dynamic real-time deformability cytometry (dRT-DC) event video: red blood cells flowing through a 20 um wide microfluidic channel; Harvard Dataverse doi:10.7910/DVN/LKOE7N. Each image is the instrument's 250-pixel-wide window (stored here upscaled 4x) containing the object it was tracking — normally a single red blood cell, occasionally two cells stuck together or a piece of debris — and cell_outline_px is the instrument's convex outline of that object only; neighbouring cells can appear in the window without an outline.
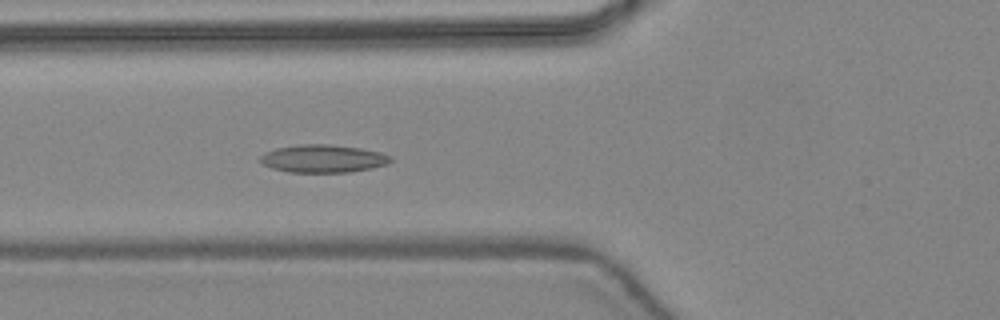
{"species": "common noctule bat (a hibernating species)", "species_latin": "Nyctalus noctula", "temperature_condition": "warm", "stored_images_in_passage": 23, "camera_frame_rate_fps": 3000, "um_per_image_px": 0.085, "animal": {"sex": "female", "body_mass_g": 24.6, "forearm_length_mm": 56.2}, "frame": {"image": 1, "passage_image": 14, "time_ms": 4.333, "image_size_px": [1000, 320], "cell_outline_px": [[392, 160], [388, 164], [372, 168], [348, 172], [288, 172], [272, 168], [264, 164], [260, 160], [260, 156], [264, 152], [276, 148], [300, 144], [328, 144], [360, 148], [380, 152], [392, 156]], "centroid_in_image_um": [27.47, 13.48], "position_along_channel_um": 98.3, "area_um2": 21.15}}
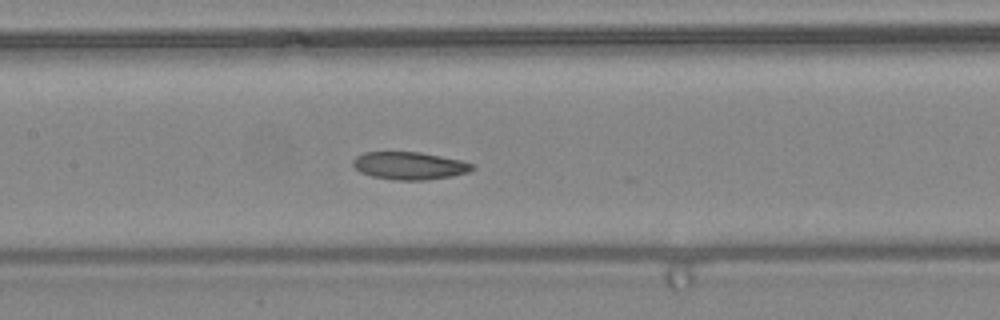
{"frame": {"image": 2, "passage_image": 19, "time_ms": 6.0, "image_size_px": [1000, 320], "cell_outline_px": [[476, 168], [468, 172], [452, 176], [424, 180], [396, 180], [372, 176], [360, 172], [352, 164], [352, 160], [356, 156], [364, 152], [420, 152], [460, 160], [472, 164]], "centroid_in_image_um": [34.79, 14.08], "position_along_channel_um": 172.6, "area_um2": 19.13}}
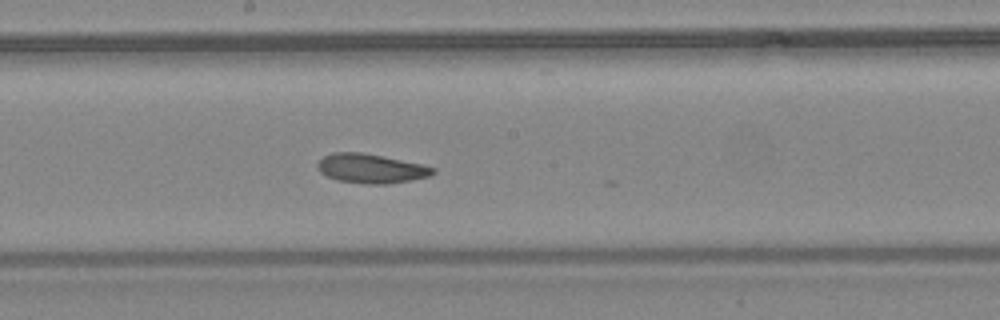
{"frame": {"image": 3, "passage_image": 22, "time_ms": 7.0, "image_size_px": [1000, 320], "cell_outline_px": [[436, 172], [428, 176], [412, 180], [388, 184], [364, 184], [336, 180], [320, 172], [316, 168], [316, 164], [324, 156], [332, 152], [360, 152], [384, 156], [420, 164], [436, 168]], "centroid_in_image_um": [31.51, 14.32], "position_along_channel_um": 216.7, "area_um2": 19.77}}